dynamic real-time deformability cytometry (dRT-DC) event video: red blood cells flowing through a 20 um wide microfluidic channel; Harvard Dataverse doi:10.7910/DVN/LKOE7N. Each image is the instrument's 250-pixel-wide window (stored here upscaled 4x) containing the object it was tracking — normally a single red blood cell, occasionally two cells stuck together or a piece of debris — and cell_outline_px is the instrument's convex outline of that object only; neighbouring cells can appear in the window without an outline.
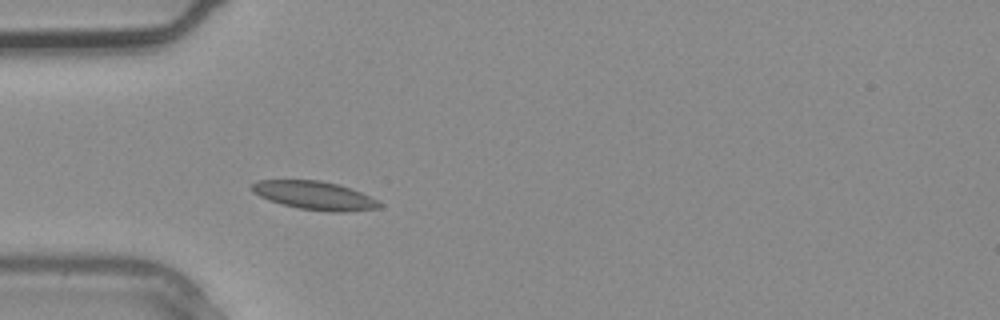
{"species": "common noctule bat (a hibernating species)", "species_latin": "Nyctalus noctula", "temperature_condition": "warm", "stored_images_in_passage": 2, "camera_frame_rate_fps": 3000, "um_per_image_px": 0.085, "animal": {"sex": "male", "body_mass_g": 20.4}, "frame": {"image": 1, "passage_image": 2, "time_ms": 0.333, "image_size_px": [1000, 320], "cell_outline_px": [[384, 204], [380, 208], [344, 212], [328, 212], [300, 208], [268, 200], [252, 192], [252, 184], [256, 180], [320, 180], [352, 188]], "centroid_in_image_um": [26.75, 16.61], "position_along_channel_um": 58.3, "area_um2": 21.04}}